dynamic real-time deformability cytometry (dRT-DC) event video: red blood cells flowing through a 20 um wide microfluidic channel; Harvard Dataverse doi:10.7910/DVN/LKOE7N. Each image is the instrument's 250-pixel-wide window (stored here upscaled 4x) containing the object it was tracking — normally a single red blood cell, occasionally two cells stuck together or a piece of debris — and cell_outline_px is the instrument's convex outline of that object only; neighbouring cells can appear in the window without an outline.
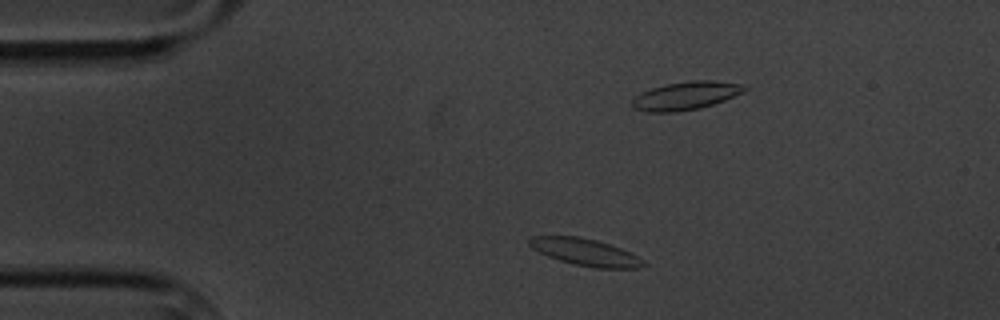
{"species": "common noctule bat (a hibernating species)", "species_latin": "Nyctalus noctula", "temperature_condition": "cold", "stored_images_in_passage": 3, "camera_frame_rate_fps": 3000, "um_per_image_px": 0.085, "animal": {"sex": "male", "body_mass_g": 20.1, "forearm_length_mm": 53.5}, "frame": {"image": 1, "passage_image": 2, "time_ms": 1.0, "image_size_px": [1000, 320], "cell_outline_px": [[648, 264], [636, 268], [596, 268], [576, 264], [560, 260], [548, 256], [532, 248], [528, 244], [528, 240], [532, 236], [580, 236], [596, 240], [620, 248], [644, 260]], "centroid_in_image_um": [49.74, 21.42], "position_along_channel_um": 35.3, "area_um2": 17.69}}